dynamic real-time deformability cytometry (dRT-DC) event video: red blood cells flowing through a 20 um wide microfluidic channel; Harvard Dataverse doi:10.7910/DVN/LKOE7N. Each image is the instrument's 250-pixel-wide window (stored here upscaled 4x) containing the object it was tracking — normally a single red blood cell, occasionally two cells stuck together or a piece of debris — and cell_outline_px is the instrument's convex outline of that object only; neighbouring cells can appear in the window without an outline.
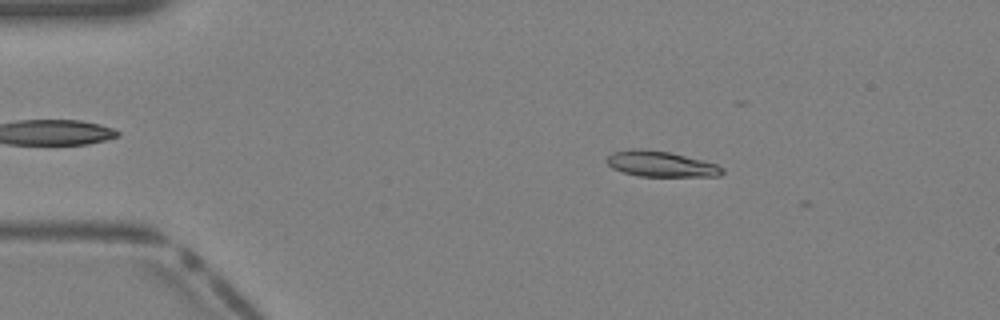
{"species": "Egyptian fruit bat (a non-hibernating species)", "species_latin": "Rousettus aegyptiacus", "temperature_condition": "warm", "stored_images_in_passage": 9, "camera_frame_rate_fps": 3000, "um_per_image_px": 0.085, "animal": {"sex": "female"}, "frame": {"image": 1, "passage_image": 4, "time_ms": 1.0, "image_size_px": [1000, 320], "cell_outline_px": [[724, 172], [720, 176], [640, 176], [624, 172], [612, 168], [604, 160], [612, 152], [632, 148], [636, 148], [668, 152], [716, 164], [724, 168]], "centroid_in_image_um": [56.13, 13.94], "position_along_channel_um": 28.9, "area_um2": 17.05}}